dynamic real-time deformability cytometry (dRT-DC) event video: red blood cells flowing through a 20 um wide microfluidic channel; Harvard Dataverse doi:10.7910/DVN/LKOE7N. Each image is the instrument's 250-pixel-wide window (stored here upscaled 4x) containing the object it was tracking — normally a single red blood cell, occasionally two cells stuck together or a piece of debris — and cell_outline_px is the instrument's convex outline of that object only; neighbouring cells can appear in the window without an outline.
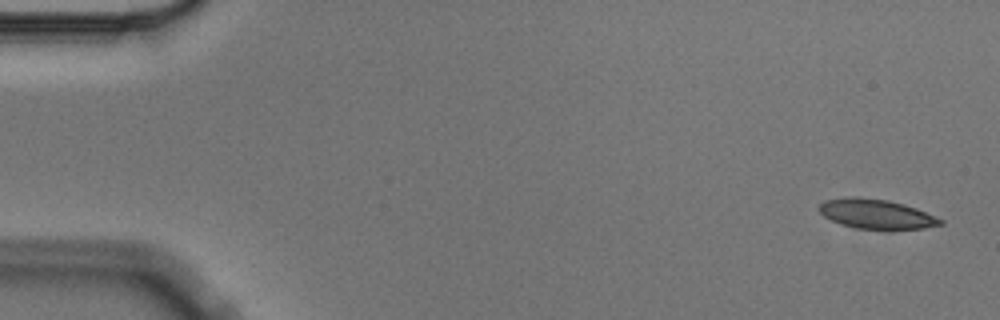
{"species": "Egyptian fruit bat (a non-hibernating species)", "species_latin": "Rousettus aegyptiacus", "temperature_condition": "cold", "stored_images_in_passage": 6, "camera_frame_rate_fps": 3000, "um_per_image_px": 0.085, "animal": {"sex": "male"}, "frame": {"image": 1, "passage_image": 1, "time_ms": 0.0, "image_size_px": [1000, 320], "cell_outline_px": [[944, 224], [924, 228], [856, 228], [840, 224], [824, 216], [820, 212], [820, 204], [824, 200], [844, 196], [860, 196], [888, 200], [904, 204], [916, 208], [944, 220]], "centroid_in_image_um": [74.46, 18.16], "position_along_channel_um": 10.5, "area_um2": 20.75}}
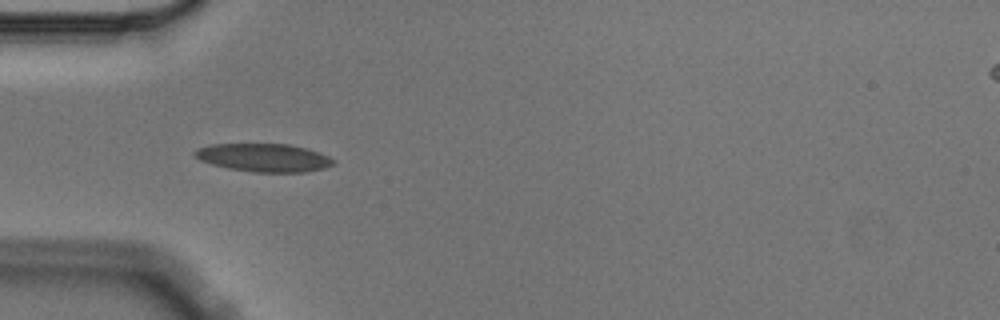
{"frame": {"image": 2, "passage_image": 5, "time_ms": 1.333, "image_size_px": [1000, 320], "cell_outline_px": [[336, 164], [324, 168], [304, 172], [252, 172], [228, 168], [212, 164], [200, 160], [192, 152], [196, 148], [212, 144], [288, 144], [304, 148], [328, 156], [336, 160]], "centroid_in_image_um": [22.41, 13.4], "position_along_channel_um": 62.6, "area_um2": 22.66}}
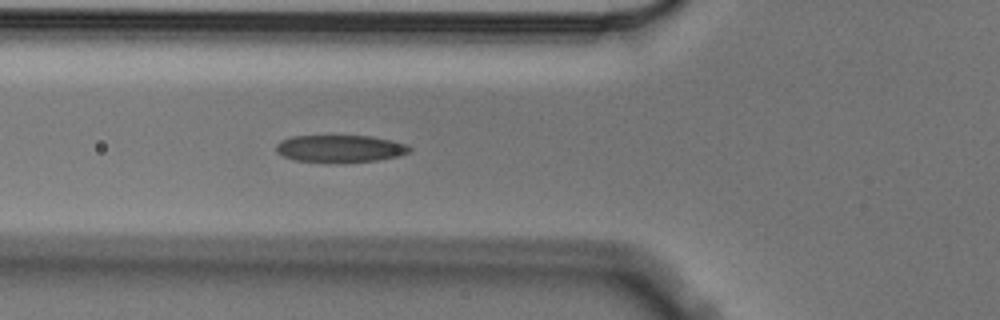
{"frame": {"image": 3, "passage_image": 6, "time_ms": 1.667, "image_size_px": [1000, 320], "cell_outline_px": [[412, 148], [408, 152], [400, 156], [376, 160], [296, 160], [284, 156], [276, 152], [276, 144], [280, 140], [292, 136], [372, 136], [392, 140], [404, 144]], "centroid_in_image_um": [28.9, 12.59], "position_along_channel_um": 96.9, "area_um2": 20.35}}